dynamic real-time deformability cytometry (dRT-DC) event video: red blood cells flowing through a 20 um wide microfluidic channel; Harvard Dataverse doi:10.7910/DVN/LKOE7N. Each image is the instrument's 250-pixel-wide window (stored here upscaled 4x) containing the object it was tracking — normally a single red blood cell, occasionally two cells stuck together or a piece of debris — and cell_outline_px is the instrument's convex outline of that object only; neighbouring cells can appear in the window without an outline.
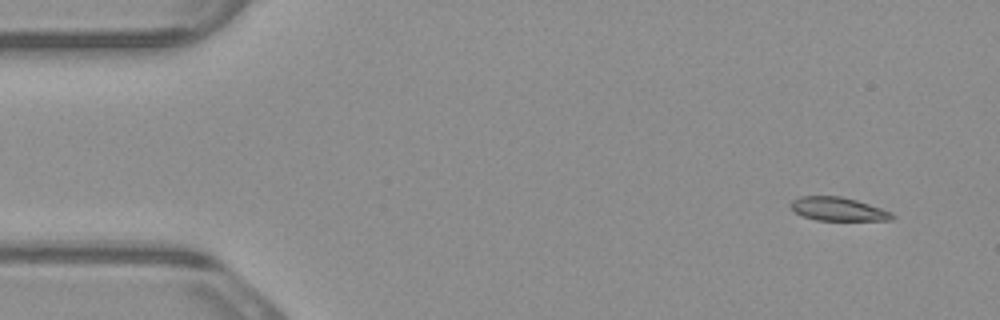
{"species": "common noctule bat (a hibernating species)", "species_latin": "Nyctalus noctula", "temperature_condition": "warm", "stored_images_in_passage": 4, "camera_frame_rate_fps": 3000, "um_per_image_px": 0.085, "animal": {"sex": "male", "body_mass_g": 23.1, "forearm_length_mm": 52.7}, "frame": {"image": 1, "passage_image": 1, "time_ms": 0.0, "image_size_px": [1000, 320], "cell_outline_px": [[896, 216], [892, 220], [816, 220], [804, 216], [796, 212], [788, 204], [792, 200], [800, 196], [840, 196], [856, 200], [892, 212]], "centroid_in_image_um": [71.23, 17.77], "position_along_channel_um": 13.8, "area_um2": 13.81}}
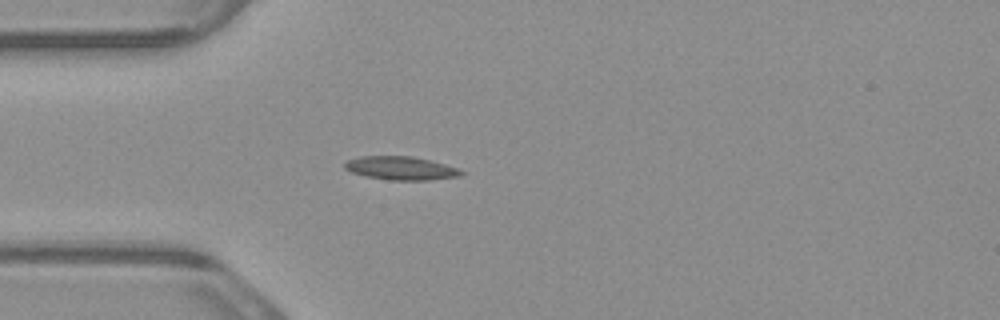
{"frame": {"image": 2, "passage_image": 4, "time_ms": 1.0, "image_size_px": [1000, 320], "cell_outline_px": [[464, 172], [460, 176], [428, 180], [392, 180], [364, 176], [352, 172], [344, 168], [344, 164], [348, 160], [360, 156], [412, 156], [444, 164], [456, 168]], "centroid_in_image_um": [34.04, 14.29], "position_along_channel_um": 51.0, "area_um2": 15.72}}